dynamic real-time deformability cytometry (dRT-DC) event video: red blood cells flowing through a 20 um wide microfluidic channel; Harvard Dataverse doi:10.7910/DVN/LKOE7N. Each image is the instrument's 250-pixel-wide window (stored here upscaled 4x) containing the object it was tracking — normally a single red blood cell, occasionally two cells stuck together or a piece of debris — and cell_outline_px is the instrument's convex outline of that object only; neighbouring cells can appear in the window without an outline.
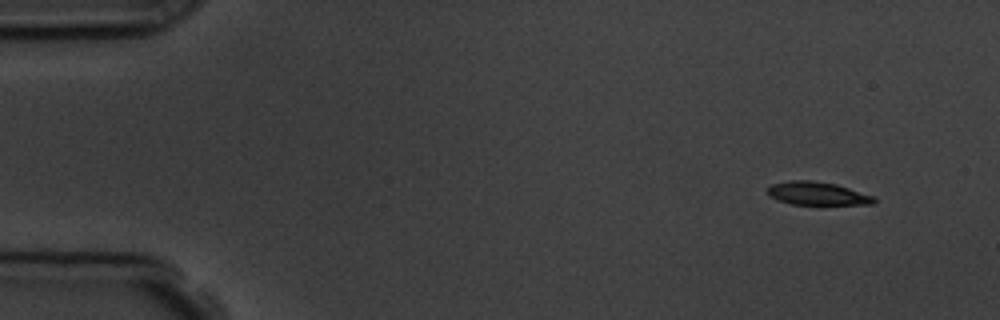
{"species": "common noctule bat (a hibernating species)", "species_latin": "Nyctalus noctula", "temperature_condition": "room temperature", "stored_images_in_passage": 5, "segment_of_instrument_passage": [1, 2], "camera_frame_rate_fps": 3000, "um_per_image_px": 0.085, "animal": {"sex": "male", "body_mass_g": 19.5, "forearm_length_mm": 54.6}, "frame": {"image": 1, "passage_image": 1, "time_ms": 0.0, "image_size_px": [1000, 320], "cell_outline_px": [[876, 204], [792, 204], [768, 196], [768, 188], [772, 184], [788, 180], [812, 180], [836, 184], [876, 196]], "centroid_in_image_um": [69.51, 16.44], "position_along_channel_um": 15.5, "area_um2": 14.39}}
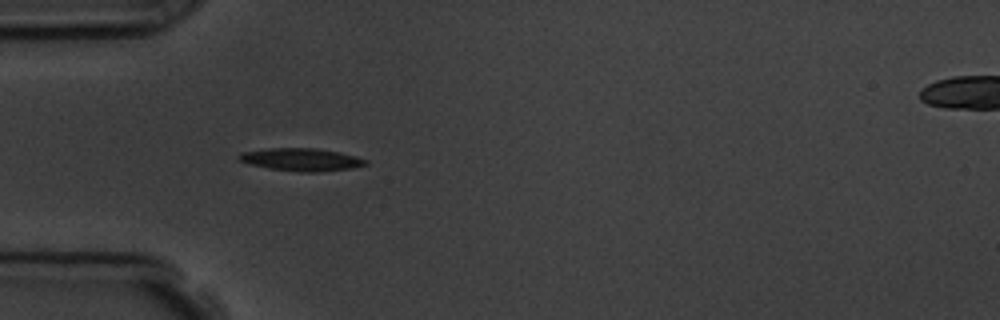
{"frame": {"image": 2, "passage_image": 4, "time_ms": 4.0, "image_size_px": [1000, 320], "cell_outline_px": [[368, 164], [352, 168], [320, 172], [300, 172], [268, 168], [252, 164], [240, 160], [236, 156], [240, 152], [268, 148], [316, 148], [340, 152], [356, 156], [368, 160]], "centroid_in_image_um": [25.64, 13.56], "position_along_channel_um": 59.4, "area_um2": 16.82}}